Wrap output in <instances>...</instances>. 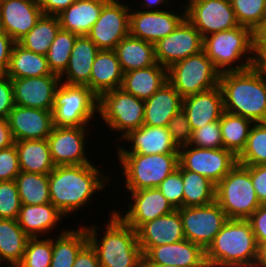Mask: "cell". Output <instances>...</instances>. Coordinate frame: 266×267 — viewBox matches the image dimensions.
Masks as SVG:
<instances>
[{
  "instance_id": "44",
  "label": "cell",
  "mask_w": 266,
  "mask_h": 267,
  "mask_svg": "<svg viewBox=\"0 0 266 267\" xmlns=\"http://www.w3.org/2000/svg\"><path fill=\"white\" fill-rule=\"evenodd\" d=\"M30 237L21 264L25 267H50L53 253V239Z\"/></svg>"
},
{
  "instance_id": "19",
  "label": "cell",
  "mask_w": 266,
  "mask_h": 267,
  "mask_svg": "<svg viewBox=\"0 0 266 267\" xmlns=\"http://www.w3.org/2000/svg\"><path fill=\"white\" fill-rule=\"evenodd\" d=\"M15 105L53 110L55 91L60 84L59 75L11 79Z\"/></svg>"
},
{
  "instance_id": "16",
  "label": "cell",
  "mask_w": 266,
  "mask_h": 267,
  "mask_svg": "<svg viewBox=\"0 0 266 267\" xmlns=\"http://www.w3.org/2000/svg\"><path fill=\"white\" fill-rule=\"evenodd\" d=\"M87 126H53L47 138L55 166L89 164L85 141Z\"/></svg>"
},
{
  "instance_id": "40",
  "label": "cell",
  "mask_w": 266,
  "mask_h": 267,
  "mask_svg": "<svg viewBox=\"0 0 266 267\" xmlns=\"http://www.w3.org/2000/svg\"><path fill=\"white\" fill-rule=\"evenodd\" d=\"M21 203L43 205L50 203L48 174L21 171L15 178Z\"/></svg>"
},
{
  "instance_id": "7",
  "label": "cell",
  "mask_w": 266,
  "mask_h": 267,
  "mask_svg": "<svg viewBox=\"0 0 266 267\" xmlns=\"http://www.w3.org/2000/svg\"><path fill=\"white\" fill-rule=\"evenodd\" d=\"M228 219H248L261 205L250 172L240 164L216 185V200Z\"/></svg>"
},
{
  "instance_id": "21",
  "label": "cell",
  "mask_w": 266,
  "mask_h": 267,
  "mask_svg": "<svg viewBox=\"0 0 266 267\" xmlns=\"http://www.w3.org/2000/svg\"><path fill=\"white\" fill-rule=\"evenodd\" d=\"M14 142L47 139L53 128L52 111L15 105L8 116Z\"/></svg>"
},
{
  "instance_id": "6",
  "label": "cell",
  "mask_w": 266,
  "mask_h": 267,
  "mask_svg": "<svg viewBox=\"0 0 266 267\" xmlns=\"http://www.w3.org/2000/svg\"><path fill=\"white\" fill-rule=\"evenodd\" d=\"M129 192L157 186L179 165V154H118Z\"/></svg>"
},
{
  "instance_id": "41",
  "label": "cell",
  "mask_w": 266,
  "mask_h": 267,
  "mask_svg": "<svg viewBox=\"0 0 266 267\" xmlns=\"http://www.w3.org/2000/svg\"><path fill=\"white\" fill-rule=\"evenodd\" d=\"M237 161L243 166L266 164V122L252 125L245 148L237 156Z\"/></svg>"
},
{
  "instance_id": "53",
  "label": "cell",
  "mask_w": 266,
  "mask_h": 267,
  "mask_svg": "<svg viewBox=\"0 0 266 267\" xmlns=\"http://www.w3.org/2000/svg\"><path fill=\"white\" fill-rule=\"evenodd\" d=\"M247 220L250 222L257 243L266 242V204H261Z\"/></svg>"
},
{
  "instance_id": "50",
  "label": "cell",
  "mask_w": 266,
  "mask_h": 267,
  "mask_svg": "<svg viewBox=\"0 0 266 267\" xmlns=\"http://www.w3.org/2000/svg\"><path fill=\"white\" fill-rule=\"evenodd\" d=\"M252 53L250 68L266 77V40H263L256 32L252 39Z\"/></svg>"
},
{
  "instance_id": "5",
  "label": "cell",
  "mask_w": 266,
  "mask_h": 267,
  "mask_svg": "<svg viewBox=\"0 0 266 267\" xmlns=\"http://www.w3.org/2000/svg\"><path fill=\"white\" fill-rule=\"evenodd\" d=\"M253 35L254 31L243 25L215 32L203 37V51L220 73L242 71L250 67L252 56L247 55H252ZM238 60L243 63L234 65Z\"/></svg>"
},
{
  "instance_id": "23",
  "label": "cell",
  "mask_w": 266,
  "mask_h": 267,
  "mask_svg": "<svg viewBox=\"0 0 266 267\" xmlns=\"http://www.w3.org/2000/svg\"><path fill=\"white\" fill-rule=\"evenodd\" d=\"M131 143V150L117 148V154H179V148L173 142L167 127H152L142 125L129 131L122 137Z\"/></svg>"
},
{
  "instance_id": "45",
  "label": "cell",
  "mask_w": 266,
  "mask_h": 267,
  "mask_svg": "<svg viewBox=\"0 0 266 267\" xmlns=\"http://www.w3.org/2000/svg\"><path fill=\"white\" fill-rule=\"evenodd\" d=\"M21 206L15 180L0 181V219H17Z\"/></svg>"
},
{
  "instance_id": "4",
  "label": "cell",
  "mask_w": 266,
  "mask_h": 267,
  "mask_svg": "<svg viewBox=\"0 0 266 267\" xmlns=\"http://www.w3.org/2000/svg\"><path fill=\"white\" fill-rule=\"evenodd\" d=\"M258 243L247 219H228L205 251L207 267H253Z\"/></svg>"
},
{
  "instance_id": "31",
  "label": "cell",
  "mask_w": 266,
  "mask_h": 267,
  "mask_svg": "<svg viewBox=\"0 0 266 267\" xmlns=\"http://www.w3.org/2000/svg\"><path fill=\"white\" fill-rule=\"evenodd\" d=\"M64 215L50 202L43 205L22 204L17 218L19 226L29 237L47 234Z\"/></svg>"
},
{
  "instance_id": "26",
  "label": "cell",
  "mask_w": 266,
  "mask_h": 267,
  "mask_svg": "<svg viewBox=\"0 0 266 267\" xmlns=\"http://www.w3.org/2000/svg\"><path fill=\"white\" fill-rule=\"evenodd\" d=\"M183 97L167 81L145 100L143 125L167 127L170 119L182 109Z\"/></svg>"
},
{
  "instance_id": "49",
  "label": "cell",
  "mask_w": 266,
  "mask_h": 267,
  "mask_svg": "<svg viewBox=\"0 0 266 267\" xmlns=\"http://www.w3.org/2000/svg\"><path fill=\"white\" fill-rule=\"evenodd\" d=\"M20 172L15 143L0 149V181H13Z\"/></svg>"
},
{
  "instance_id": "42",
  "label": "cell",
  "mask_w": 266,
  "mask_h": 267,
  "mask_svg": "<svg viewBox=\"0 0 266 267\" xmlns=\"http://www.w3.org/2000/svg\"><path fill=\"white\" fill-rule=\"evenodd\" d=\"M77 35L60 29L49 47L46 59L52 73L61 75L67 68Z\"/></svg>"
},
{
  "instance_id": "58",
  "label": "cell",
  "mask_w": 266,
  "mask_h": 267,
  "mask_svg": "<svg viewBox=\"0 0 266 267\" xmlns=\"http://www.w3.org/2000/svg\"><path fill=\"white\" fill-rule=\"evenodd\" d=\"M253 267H266V242L258 243L257 257Z\"/></svg>"
},
{
  "instance_id": "60",
  "label": "cell",
  "mask_w": 266,
  "mask_h": 267,
  "mask_svg": "<svg viewBox=\"0 0 266 267\" xmlns=\"http://www.w3.org/2000/svg\"><path fill=\"white\" fill-rule=\"evenodd\" d=\"M263 40H266V22H263L262 25L255 31Z\"/></svg>"
},
{
  "instance_id": "13",
  "label": "cell",
  "mask_w": 266,
  "mask_h": 267,
  "mask_svg": "<svg viewBox=\"0 0 266 267\" xmlns=\"http://www.w3.org/2000/svg\"><path fill=\"white\" fill-rule=\"evenodd\" d=\"M182 8L202 37L240 26L230 0H189Z\"/></svg>"
},
{
  "instance_id": "51",
  "label": "cell",
  "mask_w": 266,
  "mask_h": 267,
  "mask_svg": "<svg viewBox=\"0 0 266 267\" xmlns=\"http://www.w3.org/2000/svg\"><path fill=\"white\" fill-rule=\"evenodd\" d=\"M14 94L11 78L6 74L0 75V118L7 119L14 108Z\"/></svg>"
},
{
  "instance_id": "52",
  "label": "cell",
  "mask_w": 266,
  "mask_h": 267,
  "mask_svg": "<svg viewBox=\"0 0 266 267\" xmlns=\"http://www.w3.org/2000/svg\"><path fill=\"white\" fill-rule=\"evenodd\" d=\"M251 176L253 188L260 204H266V164L244 166Z\"/></svg>"
},
{
  "instance_id": "36",
  "label": "cell",
  "mask_w": 266,
  "mask_h": 267,
  "mask_svg": "<svg viewBox=\"0 0 266 267\" xmlns=\"http://www.w3.org/2000/svg\"><path fill=\"white\" fill-rule=\"evenodd\" d=\"M29 238L17 219H0V263L21 262Z\"/></svg>"
},
{
  "instance_id": "18",
  "label": "cell",
  "mask_w": 266,
  "mask_h": 267,
  "mask_svg": "<svg viewBox=\"0 0 266 267\" xmlns=\"http://www.w3.org/2000/svg\"><path fill=\"white\" fill-rule=\"evenodd\" d=\"M130 193L133 202L128 203L129 210L124 215L113 211L136 231L143 224L175 210L158 188L140 189Z\"/></svg>"
},
{
  "instance_id": "39",
  "label": "cell",
  "mask_w": 266,
  "mask_h": 267,
  "mask_svg": "<svg viewBox=\"0 0 266 267\" xmlns=\"http://www.w3.org/2000/svg\"><path fill=\"white\" fill-rule=\"evenodd\" d=\"M60 29L57 16L43 14L36 25L18 43L27 50L46 55Z\"/></svg>"
},
{
  "instance_id": "15",
  "label": "cell",
  "mask_w": 266,
  "mask_h": 267,
  "mask_svg": "<svg viewBox=\"0 0 266 267\" xmlns=\"http://www.w3.org/2000/svg\"><path fill=\"white\" fill-rule=\"evenodd\" d=\"M155 59L167 69L174 63L203 50V37L184 18L176 29L154 44Z\"/></svg>"
},
{
  "instance_id": "35",
  "label": "cell",
  "mask_w": 266,
  "mask_h": 267,
  "mask_svg": "<svg viewBox=\"0 0 266 267\" xmlns=\"http://www.w3.org/2000/svg\"><path fill=\"white\" fill-rule=\"evenodd\" d=\"M87 243L88 234L85 227L63 230L56 239L53 238L50 267H72L79 251Z\"/></svg>"
},
{
  "instance_id": "38",
  "label": "cell",
  "mask_w": 266,
  "mask_h": 267,
  "mask_svg": "<svg viewBox=\"0 0 266 267\" xmlns=\"http://www.w3.org/2000/svg\"><path fill=\"white\" fill-rule=\"evenodd\" d=\"M223 148L238 156L245 148L254 122L240 115L224 111L219 120Z\"/></svg>"
},
{
  "instance_id": "48",
  "label": "cell",
  "mask_w": 266,
  "mask_h": 267,
  "mask_svg": "<svg viewBox=\"0 0 266 267\" xmlns=\"http://www.w3.org/2000/svg\"><path fill=\"white\" fill-rule=\"evenodd\" d=\"M167 128L178 148L189 145L192 138V129L183 109L170 119Z\"/></svg>"
},
{
  "instance_id": "62",
  "label": "cell",
  "mask_w": 266,
  "mask_h": 267,
  "mask_svg": "<svg viewBox=\"0 0 266 267\" xmlns=\"http://www.w3.org/2000/svg\"><path fill=\"white\" fill-rule=\"evenodd\" d=\"M8 267H25L23 264H21L20 262L17 263H11L7 265Z\"/></svg>"
},
{
  "instance_id": "25",
  "label": "cell",
  "mask_w": 266,
  "mask_h": 267,
  "mask_svg": "<svg viewBox=\"0 0 266 267\" xmlns=\"http://www.w3.org/2000/svg\"><path fill=\"white\" fill-rule=\"evenodd\" d=\"M182 109L186 113L192 131L205 124L220 120L224 113L223 94L220 86L183 98Z\"/></svg>"
},
{
  "instance_id": "47",
  "label": "cell",
  "mask_w": 266,
  "mask_h": 267,
  "mask_svg": "<svg viewBox=\"0 0 266 267\" xmlns=\"http://www.w3.org/2000/svg\"><path fill=\"white\" fill-rule=\"evenodd\" d=\"M159 191L166 197L171 206L177 210L183 207V180L181 165L169 174L158 186Z\"/></svg>"
},
{
  "instance_id": "2",
  "label": "cell",
  "mask_w": 266,
  "mask_h": 267,
  "mask_svg": "<svg viewBox=\"0 0 266 267\" xmlns=\"http://www.w3.org/2000/svg\"><path fill=\"white\" fill-rule=\"evenodd\" d=\"M224 111L240 115L254 123L266 122V77L250 67L220 74Z\"/></svg>"
},
{
  "instance_id": "37",
  "label": "cell",
  "mask_w": 266,
  "mask_h": 267,
  "mask_svg": "<svg viewBox=\"0 0 266 267\" xmlns=\"http://www.w3.org/2000/svg\"><path fill=\"white\" fill-rule=\"evenodd\" d=\"M183 207L205 206L216 200V184L196 172L181 166Z\"/></svg>"
},
{
  "instance_id": "11",
  "label": "cell",
  "mask_w": 266,
  "mask_h": 267,
  "mask_svg": "<svg viewBox=\"0 0 266 267\" xmlns=\"http://www.w3.org/2000/svg\"><path fill=\"white\" fill-rule=\"evenodd\" d=\"M177 210L182 219L185 239L199 245L204 251L228 220L216 201L205 206L182 207Z\"/></svg>"
},
{
  "instance_id": "22",
  "label": "cell",
  "mask_w": 266,
  "mask_h": 267,
  "mask_svg": "<svg viewBox=\"0 0 266 267\" xmlns=\"http://www.w3.org/2000/svg\"><path fill=\"white\" fill-rule=\"evenodd\" d=\"M143 264L207 267L205 251L189 240L151 247L143 255Z\"/></svg>"
},
{
  "instance_id": "33",
  "label": "cell",
  "mask_w": 266,
  "mask_h": 267,
  "mask_svg": "<svg viewBox=\"0 0 266 267\" xmlns=\"http://www.w3.org/2000/svg\"><path fill=\"white\" fill-rule=\"evenodd\" d=\"M123 73L155 65L154 44L132 36L123 38L116 46Z\"/></svg>"
},
{
  "instance_id": "54",
  "label": "cell",
  "mask_w": 266,
  "mask_h": 267,
  "mask_svg": "<svg viewBox=\"0 0 266 267\" xmlns=\"http://www.w3.org/2000/svg\"><path fill=\"white\" fill-rule=\"evenodd\" d=\"M15 41L0 29V75L5 74Z\"/></svg>"
},
{
  "instance_id": "8",
  "label": "cell",
  "mask_w": 266,
  "mask_h": 267,
  "mask_svg": "<svg viewBox=\"0 0 266 267\" xmlns=\"http://www.w3.org/2000/svg\"><path fill=\"white\" fill-rule=\"evenodd\" d=\"M97 113L98 97L87 86L60 82L55 91L53 126H88Z\"/></svg>"
},
{
  "instance_id": "12",
  "label": "cell",
  "mask_w": 266,
  "mask_h": 267,
  "mask_svg": "<svg viewBox=\"0 0 266 267\" xmlns=\"http://www.w3.org/2000/svg\"><path fill=\"white\" fill-rule=\"evenodd\" d=\"M179 148V164L188 171L196 172L218 184L238 163L237 156L224 148Z\"/></svg>"
},
{
  "instance_id": "20",
  "label": "cell",
  "mask_w": 266,
  "mask_h": 267,
  "mask_svg": "<svg viewBox=\"0 0 266 267\" xmlns=\"http://www.w3.org/2000/svg\"><path fill=\"white\" fill-rule=\"evenodd\" d=\"M43 15L36 0H1L0 29L15 42L24 37Z\"/></svg>"
},
{
  "instance_id": "61",
  "label": "cell",
  "mask_w": 266,
  "mask_h": 267,
  "mask_svg": "<svg viewBox=\"0 0 266 267\" xmlns=\"http://www.w3.org/2000/svg\"><path fill=\"white\" fill-rule=\"evenodd\" d=\"M143 267H179L175 265L143 264Z\"/></svg>"
},
{
  "instance_id": "14",
  "label": "cell",
  "mask_w": 266,
  "mask_h": 267,
  "mask_svg": "<svg viewBox=\"0 0 266 267\" xmlns=\"http://www.w3.org/2000/svg\"><path fill=\"white\" fill-rule=\"evenodd\" d=\"M129 24V5L108 0L87 36L99 50H115L117 44L130 35Z\"/></svg>"
},
{
  "instance_id": "24",
  "label": "cell",
  "mask_w": 266,
  "mask_h": 267,
  "mask_svg": "<svg viewBox=\"0 0 266 267\" xmlns=\"http://www.w3.org/2000/svg\"><path fill=\"white\" fill-rule=\"evenodd\" d=\"M137 239L143 255L151 248L173 244L185 239L183 223L178 210L157 217L137 230Z\"/></svg>"
},
{
  "instance_id": "9",
  "label": "cell",
  "mask_w": 266,
  "mask_h": 267,
  "mask_svg": "<svg viewBox=\"0 0 266 267\" xmlns=\"http://www.w3.org/2000/svg\"><path fill=\"white\" fill-rule=\"evenodd\" d=\"M220 74L203 50L167 69L168 82L183 98L219 86Z\"/></svg>"
},
{
  "instance_id": "3",
  "label": "cell",
  "mask_w": 266,
  "mask_h": 267,
  "mask_svg": "<svg viewBox=\"0 0 266 267\" xmlns=\"http://www.w3.org/2000/svg\"><path fill=\"white\" fill-rule=\"evenodd\" d=\"M110 216L100 240L96 225L85 226L88 242L96 251L100 267H143L144 257L138 243L137 231L114 211Z\"/></svg>"
},
{
  "instance_id": "55",
  "label": "cell",
  "mask_w": 266,
  "mask_h": 267,
  "mask_svg": "<svg viewBox=\"0 0 266 267\" xmlns=\"http://www.w3.org/2000/svg\"><path fill=\"white\" fill-rule=\"evenodd\" d=\"M72 267H100L96 251L89 242L79 251Z\"/></svg>"
},
{
  "instance_id": "17",
  "label": "cell",
  "mask_w": 266,
  "mask_h": 267,
  "mask_svg": "<svg viewBox=\"0 0 266 267\" xmlns=\"http://www.w3.org/2000/svg\"><path fill=\"white\" fill-rule=\"evenodd\" d=\"M130 36L155 44L172 33L185 18L183 14H176L162 9V11H139L130 9ZM136 11V12H134Z\"/></svg>"
},
{
  "instance_id": "63",
  "label": "cell",
  "mask_w": 266,
  "mask_h": 267,
  "mask_svg": "<svg viewBox=\"0 0 266 267\" xmlns=\"http://www.w3.org/2000/svg\"><path fill=\"white\" fill-rule=\"evenodd\" d=\"M263 22H266V4H265V14H264Z\"/></svg>"
},
{
  "instance_id": "57",
  "label": "cell",
  "mask_w": 266,
  "mask_h": 267,
  "mask_svg": "<svg viewBox=\"0 0 266 267\" xmlns=\"http://www.w3.org/2000/svg\"><path fill=\"white\" fill-rule=\"evenodd\" d=\"M14 144L9 127L8 119L0 118V149L7 148Z\"/></svg>"
},
{
  "instance_id": "32",
  "label": "cell",
  "mask_w": 266,
  "mask_h": 267,
  "mask_svg": "<svg viewBox=\"0 0 266 267\" xmlns=\"http://www.w3.org/2000/svg\"><path fill=\"white\" fill-rule=\"evenodd\" d=\"M14 143L21 171L49 174L56 167L52 161L47 139L21 140Z\"/></svg>"
},
{
  "instance_id": "29",
  "label": "cell",
  "mask_w": 266,
  "mask_h": 267,
  "mask_svg": "<svg viewBox=\"0 0 266 267\" xmlns=\"http://www.w3.org/2000/svg\"><path fill=\"white\" fill-rule=\"evenodd\" d=\"M108 0H77L57 15L62 30L87 36Z\"/></svg>"
},
{
  "instance_id": "1",
  "label": "cell",
  "mask_w": 266,
  "mask_h": 267,
  "mask_svg": "<svg viewBox=\"0 0 266 267\" xmlns=\"http://www.w3.org/2000/svg\"><path fill=\"white\" fill-rule=\"evenodd\" d=\"M101 172L92 163L56 166L48 174L50 202L65 218L78 211L91 201L96 190H103L109 183L108 176Z\"/></svg>"
},
{
  "instance_id": "28",
  "label": "cell",
  "mask_w": 266,
  "mask_h": 267,
  "mask_svg": "<svg viewBox=\"0 0 266 267\" xmlns=\"http://www.w3.org/2000/svg\"><path fill=\"white\" fill-rule=\"evenodd\" d=\"M122 81L123 71L115 50H99L87 87L99 98L107 91L121 88Z\"/></svg>"
},
{
  "instance_id": "43",
  "label": "cell",
  "mask_w": 266,
  "mask_h": 267,
  "mask_svg": "<svg viewBox=\"0 0 266 267\" xmlns=\"http://www.w3.org/2000/svg\"><path fill=\"white\" fill-rule=\"evenodd\" d=\"M240 25L251 28L254 32L262 25L266 0H230Z\"/></svg>"
},
{
  "instance_id": "34",
  "label": "cell",
  "mask_w": 266,
  "mask_h": 267,
  "mask_svg": "<svg viewBox=\"0 0 266 267\" xmlns=\"http://www.w3.org/2000/svg\"><path fill=\"white\" fill-rule=\"evenodd\" d=\"M5 74L11 79L57 75L50 70L46 55L27 50L18 42L13 46Z\"/></svg>"
},
{
  "instance_id": "56",
  "label": "cell",
  "mask_w": 266,
  "mask_h": 267,
  "mask_svg": "<svg viewBox=\"0 0 266 267\" xmlns=\"http://www.w3.org/2000/svg\"><path fill=\"white\" fill-rule=\"evenodd\" d=\"M44 15L57 16L77 0H36Z\"/></svg>"
},
{
  "instance_id": "30",
  "label": "cell",
  "mask_w": 266,
  "mask_h": 267,
  "mask_svg": "<svg viewBox=\"0 0 266 267\" xmlns=\"http://www.w3.org/2000/svg\"><path fill=\"white\" fill-rule=\"evenodd\" d=\"M167 81V68L156 63L146 68L123 73L121 88L139 99L146 100Z\"/></svg>"
},
{
  "instance_id": "10",
  "label": "cell",
  "mask_w": 266,
  "mask_h": 267,
  "mask_svg": "<svg viewBox=\"0 0 266 267\" xmlns=\"http://www.w3.org/2000/svg\"><path fill=\"white\" fill-rule=\"evenodd\" d=\"M144 110L145 100L125 92L122 88L107 91L98 98L99 115L107 128L120 131V138L143 125Z\"/></svg>"
},
{
  "instance_id": "27",
  "label": "cell",
  "mask_w": 266,
  "mask_h": 267,
  "mask_svg": "<svg viewBox=\"0 0 266 267\" xmlns=\"http://www.w3.org/2000/svg\"><path fill=\"white\" fill-rule=\"evenodd\" d=\"M98 52L99 49L88 36H77L67 68L60 75V82L68 85L87 86L91 78L92 65Z\"/></svg>"
},
{
  "instance_id": "46",
  "label": "cell",
  "mask_w": 266,
  "mask_h": 267,
  "mask_svg": "<svg viewBox=\"0 0 266 267\" xmlns=\"http://www.w3.org/2000/svg\"><path fill=\"white\" fill-rule=\"evenodd\" d=\"M189 145H194V147L198 148H223L219 120L205 124L200 129L193 130Z\"/></svg>"
},
{
  "instance_id": "59",
  "label": "cell",
  "mask_w": 266,
  "mask_h": 267,
  "mask_svg": "<svg viewBox=\"0 0 266 267\" xmlns=\"http://www.w3.org/2000/svg\"><path fill=\"white\" fill-rule=\"evenodd\" d=\"M145 2H142L141 5L143 8H146V11H162L159 9V5L162 3H168L167 0H144ZM152 8V9H150Z\"/></svg>"
}]
</instances>
